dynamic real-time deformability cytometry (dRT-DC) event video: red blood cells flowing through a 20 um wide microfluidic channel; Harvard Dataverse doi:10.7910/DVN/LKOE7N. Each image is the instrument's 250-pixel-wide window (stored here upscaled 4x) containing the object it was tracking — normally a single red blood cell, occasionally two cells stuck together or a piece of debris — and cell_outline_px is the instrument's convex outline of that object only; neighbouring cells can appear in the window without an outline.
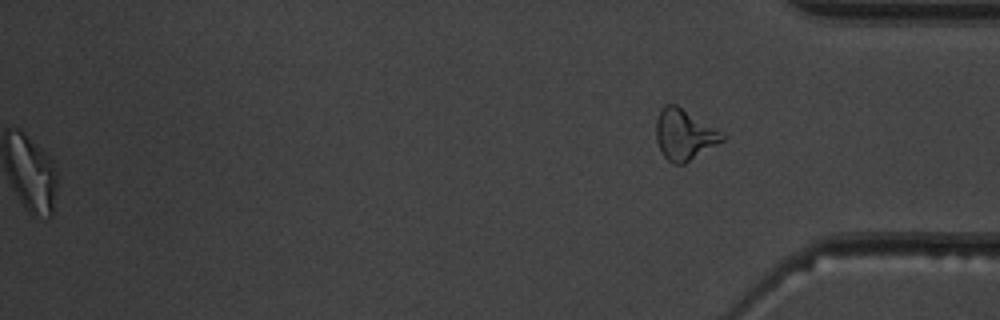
{"species": "common noctule bat (a hibernating species)", "species_latin": "Nyctalus noctula", "temperature_condition": "warm", "stored_images_in_passage": 54, "segment_of_instrument_passage": [2, 2], "camera_frame_rate_fps": 3000, "um_per_image_px": 0.085, "animal": {"sex": "male", "body_mass_g": 19.5, "forearm_length_mm": 54.6}, "frame": {"image": 1, "passage_image": 54, "time_ms": 17.667, "image_size_px": [1000, 320], "cell_outline_px": [[728, 136], [724, 140], [684, 164], [672, 164], [664, 156], [656, 140], [656, 120], [664, 104], [676, 104]], "centroid_in_image_um": [58.16, 11.44], "position_along_channel_um": 377.0, "area_um2": 19.36}}